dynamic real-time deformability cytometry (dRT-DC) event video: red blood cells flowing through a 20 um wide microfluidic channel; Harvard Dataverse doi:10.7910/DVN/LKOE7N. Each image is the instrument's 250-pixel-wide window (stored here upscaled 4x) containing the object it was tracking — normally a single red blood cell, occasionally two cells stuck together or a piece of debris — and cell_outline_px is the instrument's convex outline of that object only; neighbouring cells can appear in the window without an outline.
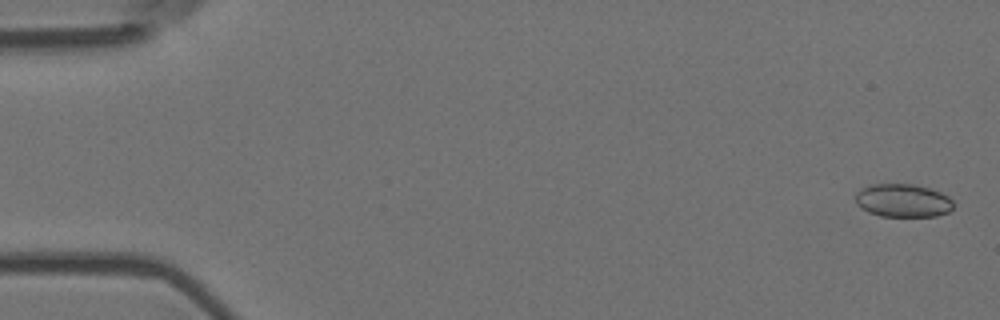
{"species": "Egyptian fruit bat (a non-hibernating species)", "species_latin": "Rousettus aegyptiacus", "temperature_condition": "room temperature", "stored_images_in_passage": 56, "camera_frame_rate_fps": 3000, "um_per_image_px": 0.085, "animal": {"sex": "female"}, "frame": {"image": 1, "passage_image": 2, "time_ms": 0.333, "image_size_px": [1000, 320], "cell_outline_px": [[952, 208], [948, 212], [936, 216], [880, 216], [868, 212], [856, 204], [856, 192], [860, 188], [872, 184], [912, 184], [928, 188], [940, 192], [948, 196], [952, 200]], "centroid_in_image_um": [76.72, 17.04], "position_along_channel_um": 8.3, "area_um2": 18.9}}
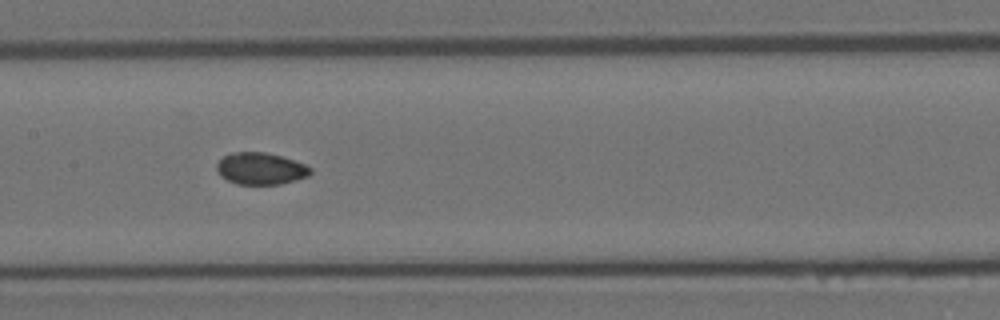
{"frame": {"image": 2, "passage_image": 28, "time_ms": 9.0, "image_size_px": [1000, 320], "cell_outline_px": [[312, 172], [308, 176], [296, 180], [280, 184], [236, 184], [220, 176], [216, 172], [216, 164], [224, 156], [232, 152], [264, 152], [280, 156], [304, 164], [312, 168]], "centroid_in_image_um": [22.13, 14.34], "position_along_channel_um": 185.3, "area_um2": 17.4}}
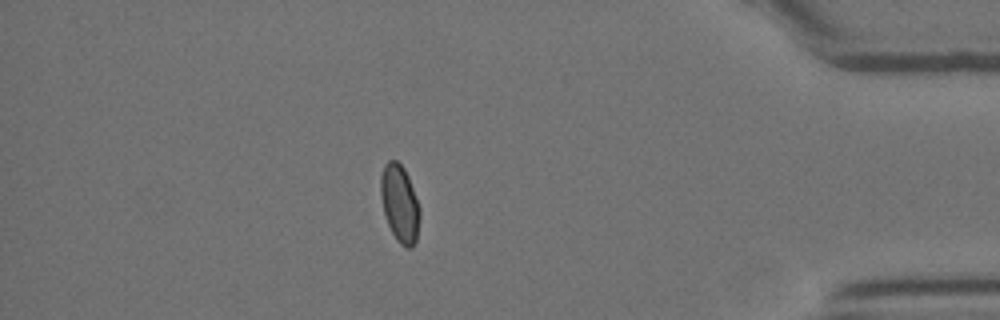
{"frame": {"image": 3, "passage_image": 49, "time_ms": 16.0, "image_size_px": [1000, 320], "cell_outline_px": [[420, 216], [416, 240], [412, 248], [408, 248], [400, 244], [396, 240], [388, 224], [384, 212], [380, 196], [380, 176], [384, 164], [388, 160], [396, 160], [404, 168], [408, 176], [420, 208]], "centroid_in_image_um": [33.97, 17.29], "position_along_channel_um": 401.2, "area_um2": 17.69}, "authors_computed_cell_mechanics": {"area_um2": 17.8313, "velocity_mm_per_s": 3.6546, "shape_relaxation_time_tau1_ms": null, "shape_relaxation_time_tau2_ms": 1.376, "deformation_change_tau1": null, "deformation_change_tau2": 0.0383}}